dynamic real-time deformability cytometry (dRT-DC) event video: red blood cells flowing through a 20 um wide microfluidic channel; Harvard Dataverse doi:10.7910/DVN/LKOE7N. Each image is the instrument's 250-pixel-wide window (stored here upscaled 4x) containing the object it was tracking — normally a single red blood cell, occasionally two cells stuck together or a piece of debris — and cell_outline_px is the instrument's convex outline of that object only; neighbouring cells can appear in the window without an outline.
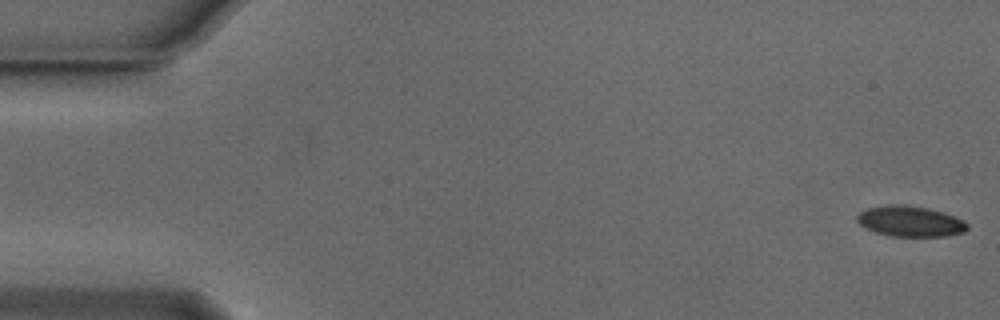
{"species": "Egyptian fruit bat (a non-hibernating species)", "species_latin": "Rousettus aegyptiacus", "temperature_condition": "cold", "stored_images_in_passage": 54, "camera_frame_rate_fps": 3000, "um_per_image_px": 0.085, "animal": {"sex": "male"}, "frame": {"image": 1, "passage_image": 1, "time_ms": 0.0, "image_size_px": [1000, 320], "cell_outline_px": [[968, 228], [964, 232], [944, 236], [892, 236], [876, 232], [864, 228], [856, 220], [856, 216], [860, 212], [868, 208], [888, 204], [896, 204], [924, 208], [940, 212], [964, 220], [968, 224]], "centroid_in_image_um": [77.33, 18.82], "position_along_channel_um": 7.7, "area_um2": 19.36}}
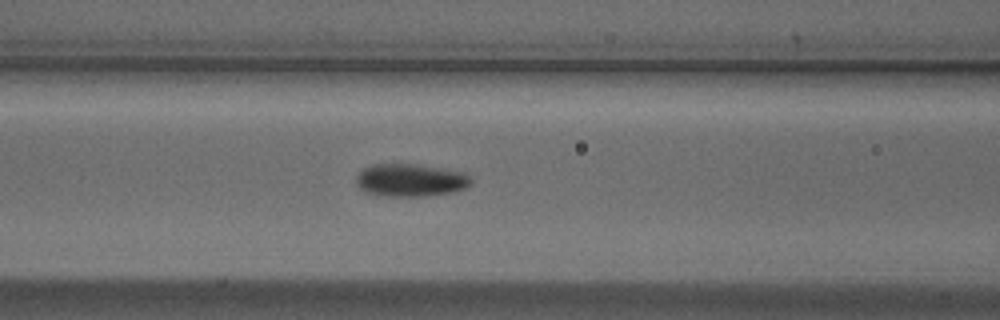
{"frame": {"image": 2, "passage_image": 22, "time_ms": 7.0, "image_size_px": [1000, 320], "cell_outline_px": [[472, 184], [464, 188], [452, 192], [424, 196], [388, 196], [364, 192], [356, 184], [356, 176], [364, 168], [372, 164], [416, 164], [464, 172], [472, 176]], "centroid_in_image_um": [34.9, 15.31], "position_along_channel_um": 131.7, "area_um2": 21.96}}
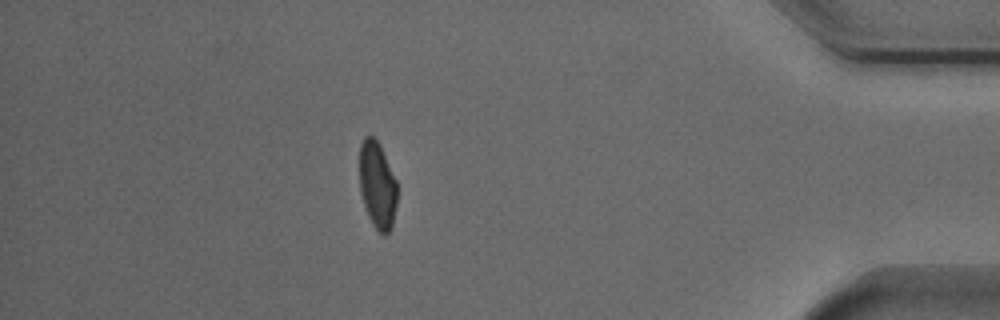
{"frame": {"image": 3, "passage_image": 47, "time_ms": 15.333, "image_size_px": [1000, 320], "cell_outline_px": [[396, 204], [392, 228], [384, 236], [372, 224], [368, 216], [360, 192], [360, 144], [364, 136], [372, 136], [380, 144], [396, 180]], "centroid_in_image_um": [32.07, 15.74], "position_along_channel_um": 403.1, "area_um2": 19.02}, "authors_computed_cell_mechanics": {"area_um2": 20.3456, "velocity_mm_per_s": 3.83, "shape_relaxation_time_tau1_ms": 3.0603, "shape_relaxation_time_tau2_ms": null, "deformation_change_tau1": 0.1024, "deformation_change_tau2": null}}